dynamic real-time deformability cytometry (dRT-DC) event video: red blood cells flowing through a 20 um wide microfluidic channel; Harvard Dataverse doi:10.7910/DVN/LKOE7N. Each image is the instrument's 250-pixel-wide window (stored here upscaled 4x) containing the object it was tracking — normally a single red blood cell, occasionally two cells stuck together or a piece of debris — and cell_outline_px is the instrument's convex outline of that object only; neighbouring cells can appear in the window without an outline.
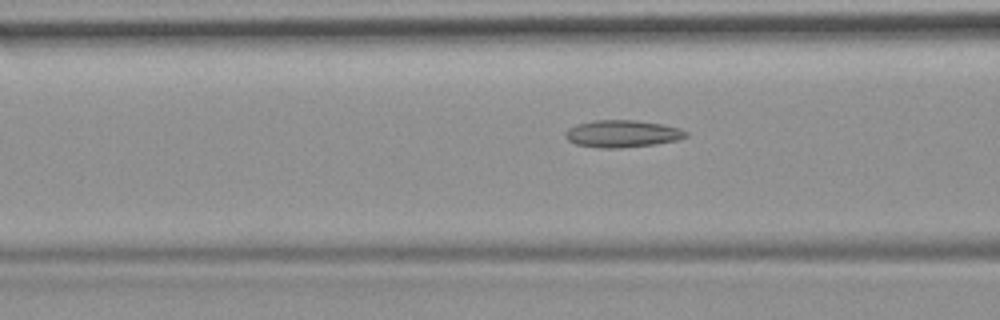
{"species": "common noctule bat (a hibernating species)", "species_latin": "Nyctalus noctula", "temperature_condition": "room temperature", "stored_images_in_passage": 6, "camera_frame_rate_fps": 3000, "um_per_image_px": 0.085, "animal": {"sex": "female", "body_mass_g": 19.9}, "frame": {"image": 1, "passage_image": 4, "time_ms": 1.0, "image_size_px": [1000, 320], "cell_outline_px": [[688, 136], [676, 140], [656, 144], [620, 148], [600, 148], [576, 144], [568, 140], [564, 136], [564, 132], [568, 128], [576, 124], [592, 120], [636, 120], [664, 124], [680, 128], [688, 132]], "centroid_in_image_um": [52.88, 11.36], "position_along_channel_um": 113.7, "area_um2": 19.31}}